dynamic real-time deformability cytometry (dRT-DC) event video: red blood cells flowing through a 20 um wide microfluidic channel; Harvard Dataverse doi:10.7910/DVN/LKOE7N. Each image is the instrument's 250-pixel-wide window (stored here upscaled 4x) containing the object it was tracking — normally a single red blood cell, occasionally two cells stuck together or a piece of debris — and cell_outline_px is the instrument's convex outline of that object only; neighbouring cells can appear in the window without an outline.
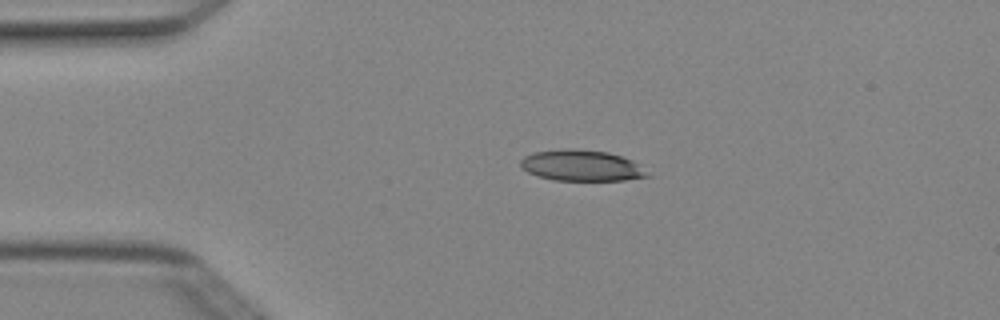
{"species": "Egyptian fruit bat (a non-hibernating species)", "species_latin": "Rousettus aegyptiacus", "temperature_condition": "cold", "stored_images_in_passage": 2, "camera_frame_rate_fps": 3000, "um_per_image_px": 0.085, "animal": {"sex": "female"}, "frame": {"image": 1, "passage_image": 2, "time_ms": 0.333, "image_size_px": [1000, 320], "cell_outline_px": [[652, 176], [624, 180], [556, 180], [540, 176], [528, 172], [520, 168], [520, 160], [524, 156], [532, 152], [564, 148], [576, 148], [608, 152], [632, 160]], "centroid_in_image_um": [49.39, 14.05], "position_along_channel_um": 35.6, "area_um2": 22.95}}